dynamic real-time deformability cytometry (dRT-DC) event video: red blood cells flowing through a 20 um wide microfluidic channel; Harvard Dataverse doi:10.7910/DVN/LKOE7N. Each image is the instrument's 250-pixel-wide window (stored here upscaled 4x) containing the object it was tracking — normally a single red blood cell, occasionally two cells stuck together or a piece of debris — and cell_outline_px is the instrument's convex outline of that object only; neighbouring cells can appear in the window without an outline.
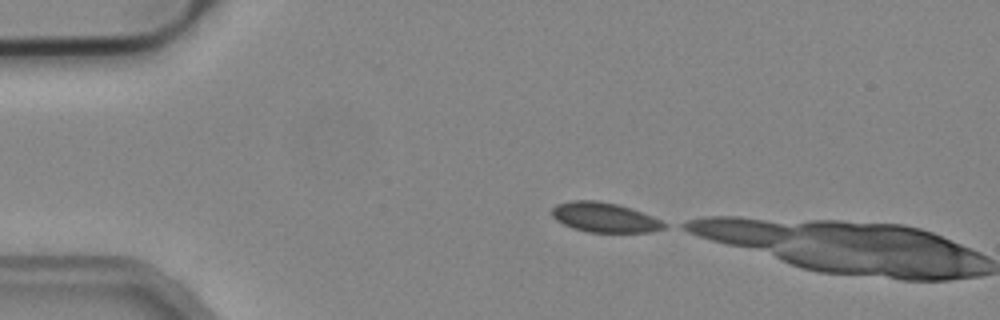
{"species": "common noctule bat (a hibernating species)", "species_latin": "Nyctalus noctula", "temperature_condition": "cold", "stored_images_in_passage": 2, "camera_frame_rate_fps": 3000, "um_per_image_px": 0.085, "animal": {"sex": "male", "body_mass_g": 19.2, "forearm_length_mm": 51.8}, "frame": {"image": 1, "passage_image": 1, "time_ms": 0.0, "image_size_px": [1000, 320], "cell_outline_px": [[668, 228], [652, 232], [588, 232], [572, 228], [556, 220], [552, 216], [552, 208], [556, 204], [572, 200], [596, 200], [616, 204], [652, 216], [668, 224]], "centroid_in_image_um": [51.39, 18.49], "position_along_channel_um": 33.6, "area_um2": 19.42}}